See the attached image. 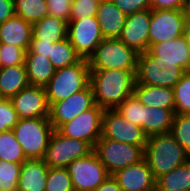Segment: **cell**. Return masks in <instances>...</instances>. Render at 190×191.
<instances>
[{
    "instance_id": "obj_13",
    "label": "cell",
    "mask_w": 190,
    "mask_h": 191,
    "mask_svg": "<svg viewBox=\"0 0 190 191\" xmlns=\"http://www.w3.org/2000/svg\"><path fill=\"white\" fill-rule=\"evenodd\" d=\"M101 137L140 147H145L147 142V136L142 128L126 120L115 109L104 110Z\"/></svg>"
},
{
    "instance_id": "obj_30",
    "label": "cell",
    "mask_w": 190,
    "mask_h": 191,
    "mask_svg": "<svg viewBox=\"0 0 190 191\" xmlns=\"http://www.w3.org/2000/svg\"><path fill=\"white\" fill-rule=\"evenodd\" d=\"M14 6L15 15L30 23L39 21L48 15L45 0H14Z\"/></svg>"
},
{
    "instance_id": "obj_38",
    "label": "cell",
    "mask_w": 190,
    "mask_h": 191,
    "mask_svg": "<svg viewBox=\"0 0 190 191\" xmlns=\"http://www.w3.org/2000/svg\"><path fill=\"white\" fill-rule=\"evenodd\" d=\"M18 116L10 99L0 101V133L12 130L18 123Z\"/></svg>"
},
{
    "instance_id": "obj_2",
    "label": "cell",
    "mask_w": 190,
    "mask_h": 191,
    "mask_svg": "<svg viewBox=\"0 0 190 191\" xmlns=\"http://www.w3.org/2000/svg\"><path fill=\"white\" fill-rule=\"evenodd\" d=\"M144 158L156 180L188 162L189 154L169 132L147 137Z\"/></svg>"
},
{
    "instance_id": "obj_32",
    "label": "cell",
    "mask_w": 190,
    "mask_h": 191,
    "mask_svg": "<svg viewBox=\"0 0 190 191\" xmlns=\"http://www.w3.org/2000/svg\"><path fill=\"white\" fill-rule=\"evenodd\" d=\"M22 163L0 159V191H17Z\"/></svg>"
},
{
    "instance_id": "obj_9",
    "label": "cell",
    "mask_w": 190,
    "mask_h": 191,
    "mask_svg": "<svg viewBox=\"0 0 190 191\" xmlns=\"http://www.w3.org/2000/svg\"><path fill=\"white\" fill-rule=\"evenodd\" d=\"M67 169L74 191H94L110 176L94 151L74 160Z\"/></svg>"
},
{
    "instance_id": "obj_5",
    "label": "cell",
    "mask_w": 190,
    "mask_h": 191,
    "mask_svg": "<svg viewBox=\"0 0 190 191\" xmlns=\"http://www.w3.org/2000/svg\"><path fill=\"white\" fill-rule=\"evenodd\" d=\"M139 53L119 39H103L88 58L90 70L137 71Z\"/></svg>"
},
{
    "instance_id": "obj_14",
    "label": "cell",
    "mask_w": 190,
    "mask_h": 191,
    "mask_svg": "<svg viewBox=\"0 0 190 191\" xmlns=\"http://www.w3.org/2000/svg\"><path fill=\"white\" fill-rule=\"evenodd\" d=\"M94 105L95 100L90 84L84 90L53 103L49 107V120L53 129L57 130L62 124L71 121Z\"/></svg>"
},
{
    "instance_id": "obj_23",
    "label": "cell",
    "mask_w": 190,
    "mask_h": 191,
    "mask_svg": "<svg viewBox=\"0 0 190 191\" xmlns=\"http://www.w3.org/2000/svg\"><path fill=\"white\" fill-rule=\"evenodd\" d=\"M174 112L171 109L143 105L141 128L147 137L169 133L172 128Z\"/></svg>"
},
{
    "instance_id": "obj_15",
    "label": "cell",
    "mask_w": 190,
    "mask_h": 191,
    "mask_svg": "<svg viewBox=\"0 0 190 191\" xmlns=\"http://www.w3.org/2000/svg\"><path fill=\"white\" fill-rule=\"evenodd\" d=\"M151 15V9L127 15L126 22L118 39L139 54L148 51Z\"/></svg>"
},
{
    "instance_id": "obj_33",
    "label": "cell",
    "mask_w": 190,
    "mask_h": 191,
    "mask_svg": "<svg viewBox=\"0 0 190 191\" xmlns=\"http://www.w3.org/2000/svg\"><path fill=\"white\" fill-rule=\"evenodd\" d=\"M170 133L190 155V114H174Z\"/></svg>"
},
{
    "instance_id": "obj_21",
    "label": "cell",
    "mask_w": 190,
    "mask_h": 191,
    "mask_svg": "<svg viewBox=\"0 0 190 191\" xmlns=\"http://www.w3.org/2000/svg\"><path fill=\"white\" fill-rule=\"evenodd\" d=\"M32 38V23L22 17H13L0 24V45H15L29 49Z\"/></svg>"
},
{
    "instance_id": "obj_1",
    "label": "cell",
    "mask_w": 190,
    "mask_h": 191,
    "mask_svg": "<svg viewBox=\"0 0 190 191\" xmlns=\"http://www.w3.org/2000/svg\"><path fill=\"white\" fill-rule=\"evenodd\" d=\"M136 71L119 69L90 70V86L95 104L105 109H115L133 94Z\"/></svg>"
},
{
    "instance_id": "obj_43",
    "label": "cell",
    "mask_w": 190,
    "mask_h": 191,
    "mask_svg": "<svg viewBox=\"0 0 190 191\" xmlns=\"http://www.w3.org/2000/svg\"><path fill=\"white\" fill-rule=\"evenodd\" d=\"M15 15L14 0H0V24Z\"/></svg>"
},
{
    "instance_id": "obj_16",
    "label": "cell",
    "mask_w": 190,
    "mask_h": 191,
    "mask_svg": "<svg viewBox=\"0 0 190 191\" xmlns=\"http://www.w3.org/2000/svg\"><path fill=\"white\" fill-rule=\"evenodd\" d=\"M10 100L19 119L49 117L44 86L29 85Z\"/></svg>"
},
{
    "instance_id": "obj_10",
    "label": "cell",
    "mask_w": 190,
    "mask_h": 191,
    "mask_svg": "<svg viewBox=\"0 0 190 191\" xmlns=\"http://www.w3.org/2000/svg\"><path fill=\"white\" fill-rule=\"evenodd\" d=\"M188 18L189 10H152L149 46L183 35Z\"/></svg>"
},
{
    "instance_id": "obj_42",
    "label": "cell",
    "mask_w": 190,
    "mask_h": 191,
    "mask_svg": "<svg viewBox=\"0 0 190 191\" xmlns=\"http://www.w3.org/2000/svg\"><path fill=\"white\" fill-rule=\"evenodd\" d=\"M51 46H53V44H50V42L31 39L30 46L26 51V54H38V56L49 58Z\"/></svg>"
},
{
    "instance_id": "obj_7",
    "label": "cell",
    "mask_w": 190,
    "mask_h": 191,
    "mask_svg": "<svg viewBox=\"0 0 190 191\" xmlns=\"http://www.w3.org/2000/svg\"><path fill=\"white\" fill-rule=\"evenodd\" d=\"M145 147L117 142L100 137L94 146L101 163L110 175L144 159Z\"/></svg>"
},
{
    "instance_id": "obj_45",
    "label": "cell",
    "mask_w": 190,
    "mask_h": 191,
    "mask_svg": "<svg viewBox=\"0 0 190 191\" xmlns=\"http://www.w3.org/2000/svg\"><path fill=\"white\" fill-rule=\"evenodd\" d=\"M184 37L186 38L187 41V46L190 49V16L187 20L186 26H185V30H184Z\"/></svg>"
},
{
    "instance_id": "obj_36",
    "label": "cell",
    "mask_w": 190,
    "mask_h": 191,
    "mask_svg": "<svg viewBox=\"0 0 190 191\" xmlns=\"http://www.w3.org/2000/svg\"><path fill=\"white\" fill-rule=\"evenodd\" d=\"M25 56L24 48L15 45H0V68L24 64Z\"/></svg>"
},
{
    "instance_id": "obj_28",
    "label": "cell",
    "mask_w": 190,
    "mask_h": 191,
    "mask_svg": "<svg viewBox=\"0 0 190 191\" xmlns=\"http://www.w3.org/2000/svg\"><path fill=\"white\" fill-rule=\"evenodd\" d=\"M81 57L76 53L70 41L66 38L51 46L49 61L55 70L78 62Z\"/></svg>"
},
{
    "instance_id": "obj_19",
    "label": "cell",
    "mask_w": 190,
    "mask_h": 191,
    "mask_svg": "<svg viewBox=\"0 0 190 191\" xmlns=\"http://www.w3.org/2000/svg\"><path fill=\"white\" fill-rule=\"evenodd\" d=\"M49 167L44 159H27L22 163L18 191H45Z\"/></svg>"
},
{
    "instance_id": "obj_26",
    "label": "cell",
    "mask_w": 190,
    "mask_h": 191,
    "mask_svg": "<svg viewBox=\"0 0 190 191\" xmlns=\"http://www.w3.org/2000/svg\"><path fill=\"white\" fill-rule=\"evenodd\" d=\"M30 85L45 86L55 73L49 58L26 54L24 62Z\"/></svg>"
},
{
    "instance_id": "obj_41",
    "label": "cell",
    "mask_w": 190,
    "mask_h": 191,
    "mask_svg": "<svg viewBox=\"0 0 190 191\" xmlns=\"http://www.w3.org/2000/svg\"><path fill=\"white\" fill-rule=\"evenodd\" d=\"M190 0H150L151 10H189Z\"/></svg>"
},
{
    "instance_id": "obj_35",
    "label": "cell",
    "mask_w": 190,
    "mask_h": 191,
    "mask_svg": "<svg viewBox=\"0 0 190 191\" xmlns=\"http://www.w3.org/2000/svg\"><path fill=\"white\" fill-rule=\"evenodd\" d=\"M115 110H117L126 120L141 127L143 105L134 94L127 97L115 108Z\"/></svg>"
},
{
    "instance_id": "obj_27",
    "label": "cell",
    "mask_w": 190,
    "mask_h": 191,
    "mask_svg": "<svg viewBox=\"0 0 190 191\" xmlns=\"http://www.w3.org/2000/svg\"><path fill=\"white\" fill-rule=\"evenodd\" d=\"M155 191H190L189 161L158 177Z\"/></svg>"
},
{
    "instance_id": "obj_34",
    "label": "cell",
    "mask_w": 190,
    "mask_h": 191,
    "mask_svg": "<svg viewBox=\"0 0 190 191\" xmlns=\"http://www.w3.org/2000/svg\"><path fill=\"white\" fill-rule=\"evenodd\" d=\"M45 191H74L67 168H49Z\"/></svg>"
},
{
    "instance_id": "obj_24",
    "label": "cell",
    "mask_w": 190,
    "mask_h": 191,
    "mask_svg": "<svg viewBox=\"0 0 190 191\" xmlns=\"http://www.w3.org/2000/svg\"><path fill=\"white\" fill-rule=\"evenodd\" d=\"M68 23L60 18L46 15L32 23V38L53 44L67 38Z\"/></svg>"
},
{
    "instance_id": "obj_12",
    "label": "cell",
    "mask_w": 190,
    "mask_h": 191,
    "mask_svg": "<svg viewBox=\"0 0 190 191\" xmlns=\"http://www.w3.org/2000/svg\"><path fill=\"white\" fill-rule=\"evenodd\" d=\"M67 39L74 47L76 53L81 58L88 60L104 37L96 16H91L69 21L67 25Z\"/></svg>"
},
{
    "instance_id": "obj_8",
    "label": "cell",
    "mask_w": 190,
    "mask_h": 191,
    "mask_svg": "<svg viewBox=\"0 0 190 191\" xmlns=\"http://www.w3.org/2000/svg\"><path fill=\"white\" fill-rule=\"evenodd\" d=\"M94 148L86 141L72 139L53 130L44 157L49 168H67L74 160L84 158Z\"/></svg>"
},
{
    "instance_id": "obj_18",
    "label": "cell",
    "mask_w": 190,
    "mask_h": 191,
    "mask_svg": "<svg viewBox=\"0 0 190 191\" xmlns=\"http://www.w3.org/2000/svg\"><path fill=\"white\" fill-rule=\"evenodd\" d=\"M148 51L160 62L174 63L186 72L190 71V49L184 35L170 41L152 44Z\"/></svg>"
},
{
    "instance_id": "obj_46",
    "label": "cell",
    "mask_w": 190,
    "mask_h": 191,
    "mask_svg": "<svg viewBox=\"0 0 190 191\" xmlns=\"http://www.w3.org/2000/svg\"><path fill=\"white\" fill-rule=\"evenodd\" d=\"M3 99H5V98L3 97V94H2L1 89H0V101Z\"/></svg>"
},
{
    "instance_id": "obj_39",
    "label": "cell",
    "mask_w": 190,
    "mask_h": 191,
    "mask_svg": "<svg viewBox=\"0 0 190 191\" xmlns=\"http://www.w3.org/2000/svg\"><path fill=\"white\" fill-rule=\"evenodd\" d=\"M48 15L60 18L67 23L70 19L72 0H45Z\"/></svg>"
},
{
    "instance_id": "obj_25",
    "label": "cell",
    "mask_w": 190,
    "mask_h": 191,
    "mask_svg": "<svg viewBox=\"0 0 190 191\" xmlns=\"http://www.w3.org/2000/svg\"><path fill=\"white\" fill-rule=\"evenodd\" d=\"M29 85L24 64L0 68V89L5 99H11Z\"/></svg>"
},
{
    "instance_id": "obj_40",
    "label": "cell",
    "mask_w": 190,
    "mask_h": 191,
    "mask_svg": "<svg viewBox=\"0 0 190 191\" xmlns=\"http://www.w3.org/2000/svg\"><path fill=\"white\" fill-rule=\"evenodd\" d=\"M125 14L130 15L138 11L150 9V0H112Z\"/></svg>"
},
{
    "instance_id": "obj_20",
    "label": "cell",
    "mask_w": 190,
    "mask_h": 191,
    "mask_svg": "<svg viewBox=\"0 0 190 191\" xmlns=\"http://www.w3.org/2000/svg\"><path fill=\"white\" fill-rule=\"evenodd\" d=\"M96 18L105 39H118L126 22L127 15L112 0H101Z\"/></svg>"
},
{
    "instance_id": "obj_29",
    "label": "cell",
    "mask_w": 190,
    "mask_h": 191,
    "mask_svg": "<svg viewBox=\"0 0 190 191\" xmlns=\"http://www.w3.org/2000/svg\"><path fill=\"white\" fill-rule=\"evenodd\" d=\"M0 159L13 163H23L27 160L13 130L0 133Z\"/></svg>"
},
{
    "instance_id": "obj_37",
    "label": "cell",
    "mask_w": 190,
    "mask_h": 191,
    "mask_svg": "<svg viewBox=\"0 0 190 191\" xmlns=\"http://www.w3.org/2000/svg\"><path fill=\"white\" fill-rule=\"evenodd\" d=\"M101 0H72L69 21L96 16Z\"/></svg>"
},
{
    "instance_id": "obj_11",
    "label": "cell",
    "mask_w": 190,
    "mask_h": 191,
    "mask_svg": "<svg viewBox=\"0 0 190 191\" xmlns=\"http://www.w3.org/2000/svg\"><path fill=\"white\" fill-rule=\"evenodd\" d=\"M104 109L95 104L92 108L62 124L57 131L65 137L88 142L93 148L102 135Z\"/></svg>"
},
{
    "instance_id": "obj_31",
    "label": "cell",
    "mask_w": 190,
    "mask_h": 191,
    "mask_svg": "<svg viewBox=\"0 0 190 191\" xmlns=\"http://www.w3.org/2000/svg\"><path fill=\"white\" fill-rule=\"evenodd\" d=\"M172 89L174 114H190V71L186 72Z\"/></svg>"
},
{
    "instance_id": "obj_6",
    "label": "cell",
    "mask_w": 190,
    "mask_h": 191,
    "mask_svg": "<svg viewBox=\"0 0 190 191\" xmlns=\"http://www.w3.org/2000/svg\"><path fill=\"white\" fill-rule=\"evenodd\" d=\"M186 73L174 63L160 62L149 51L137 59L136 83L173 88Z\"/></svg>"
},
{
    "instance_id": "obj_3",
    "label": "cell",
    "mask_w": 190,
    "mask_h": 191,
    "mask_svg": "<svg viewBox=\"0 0 190 191\" xmlns=\"http://www.w3.org/2000/svg\"><path fill=\"white\" fill-rule=\"evenodd\" d=\"M90 84V68L87 59L55 70L53 77L44 86L49 107L74 93L84 90Z\"/></svg>"
},
{
    "instance_id": "obj_17",
    "label": "cell",
    "mask_w": 190,
    "mask_h": 191,
    "mask_svg": "<svg viewBox=\"0 0 190 191\" xmlns=\"http://www.w3.org/2000/svg\"><path fill=\"white\" fill-rule=\"evenodd\" d=\"M124 191H155V178L144 158L112 174Z\"/></svg>"
},
{
    "instance_id": "obj_44",
    "label": "cell",
    "mask_w": 190,
    "mask_h": 191,
    "mask_svg": "<svg viewBox=\"0 0 190 191\" xmlns=\"http://www.w3.org/2000/svg\"><path fill=\"white\" fill-rule=\"evenodd\" d=\"M94 191H124L117 181L110 175L101 185H99Z\"/></svg>"
},
{
    "instance_id": "obj_4",
    "label": "cell",
    "mask_w": 190,
    "mask_h": 191,
    "mask_svg": "<svg viewBox=\"0 0 190 191\" xmlns=\"http://www.w3.org/2000/svg\"><path fill=\"white\" fill-rule=\"evenodd\" d=\"M12 130L27 159H44L54 130L49 117L19 119Z\"/></svg>"
},
{
    "instance_id": "obj_22",
    "label": "cell",
    "mask_w": 190,
    "mask_h": 191,
    "mask_svg": "<svg viewBox=\"0 0 190 191\" xmlns=\"http://www.w3.org/2000/svg\"><path fill=\"white\" fill-rule=\"evenodd\" d=\"M133 94L144 106L171 109L175 112L172 88L138 84L135 82Z\"/></svg>"
}]
</instances>
